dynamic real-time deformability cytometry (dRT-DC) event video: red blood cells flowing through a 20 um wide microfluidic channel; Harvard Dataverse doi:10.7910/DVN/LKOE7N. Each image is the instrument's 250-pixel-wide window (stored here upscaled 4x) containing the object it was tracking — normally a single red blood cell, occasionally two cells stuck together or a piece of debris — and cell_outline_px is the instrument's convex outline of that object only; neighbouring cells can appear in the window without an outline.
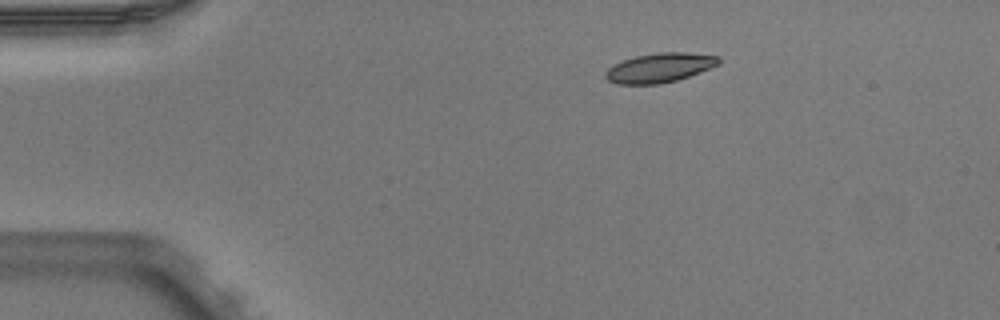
{"species": "Egyptian fruit bat (a non-hibernating species)", "species_latin": "Rousettus aegyptiacus", "temperature_condition": "warm", "stored_images_in_passage": 3, "camera_frame_rate_fps": 3000, "um_per_image_px": 0.085, "animal": {"sex": "male"}, "frame": {"image": 1, "passage_image": 1, "time_ms": 0.0, "image_size_px": [1000, 320], "cell_outline_px": [[720, 64], [688, 76], [676, 80], [660, 84], [616, 84], [608, 80], [604, 76], [604, 72], [612, 64], [620, 60], [636, 56], [660, 52], [684, 52], [720, 56]], "centroid_in_image_um": [56.02, 5.75], "position_along_channel_um": 29.0, "area_um2": 19.48}}
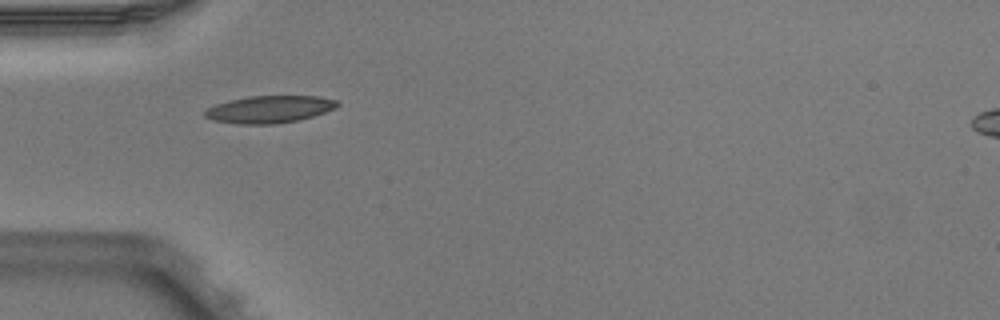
{"frame": {"image": 2, "passage_image": 3, "time_ms": 0.667, "image_size_px": [1000, 320], "cell_outline_px": [[340, 104], [336, 108], [312, 116], [296, 120], [272, 124], [240, 124], [212, 120], [204, 116], [204, 112], [208, 108], [216, 104], [228, 100], [248, 96], [320, 96], [336, 100]], "centroid_in_image_um": [22.89, 9.28], "position_along_channel_um": 62.1, "area_um2": 20.92}}